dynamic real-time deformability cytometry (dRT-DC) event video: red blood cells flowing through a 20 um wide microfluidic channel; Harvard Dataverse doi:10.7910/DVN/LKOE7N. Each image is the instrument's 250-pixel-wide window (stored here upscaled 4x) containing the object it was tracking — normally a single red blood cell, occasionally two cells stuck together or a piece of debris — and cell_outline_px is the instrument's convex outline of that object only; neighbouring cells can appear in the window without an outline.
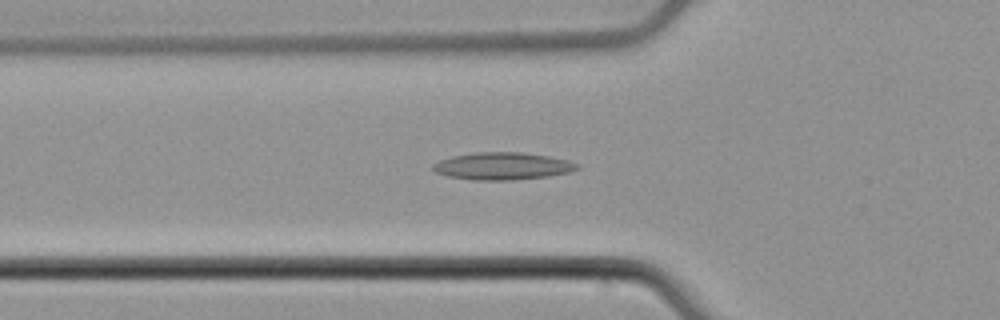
{"species": "common noctule bat (a hibernating species)", "species_latin": "Nyctalus noctula", "temperature_condition": "cold", "stored_images_in_passage": 43, "camera_frame_rate_fps": 3000, "um_per_image_px": 0.085, "animal": {"sex": "male", "body_mass_g": 21.5, "forearm_length_mm": 52.0}, "frame": {"image": 1, "passage_image": 9, "time_ms": 2.667, "image_size_px": [1000, 320], "cell_outline_px": [[580, 168], [572, 172], [548, 176], [512, 180], [472, 180], [448, 176], [436, 172], [432, 168], [432, 164], [440, 160], [452, 156], [476, 152], [520, 152], [548, 156], [568, 160], [580, 164]], "centroid_in_image_um": [42.74, 14.12], "position_along_channel_um": 83.1, "area_um2": 23.06}}
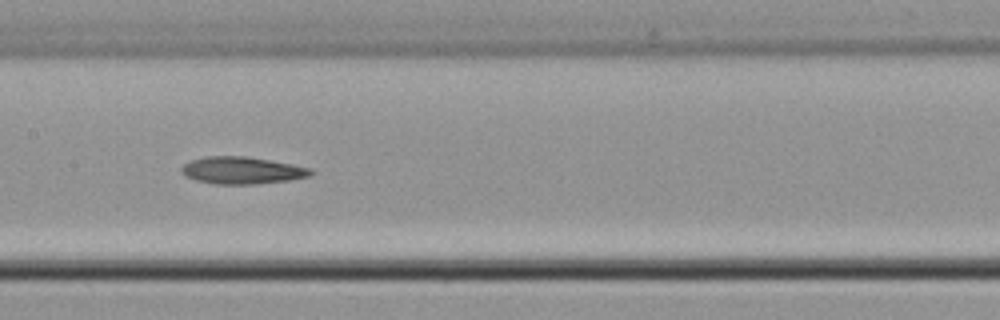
{"frame": {"image": 2, "passage_image": 17, "time_ms": 5.333, "image_size_px": [1000, 320], "cell_outline_px": [[312, 176], [292, 180], [256, 184], [212, 184], [196, 180], [184, 176], [180, 172], [180, 168], [184, 164], [192, 160], [208, 156], [244, 156], [292, 164], [312, 168]], "centroid_in_image_um": [20.57, 14.49], "position_along_channel_um": 186.8, "area_um2": 20.58}}
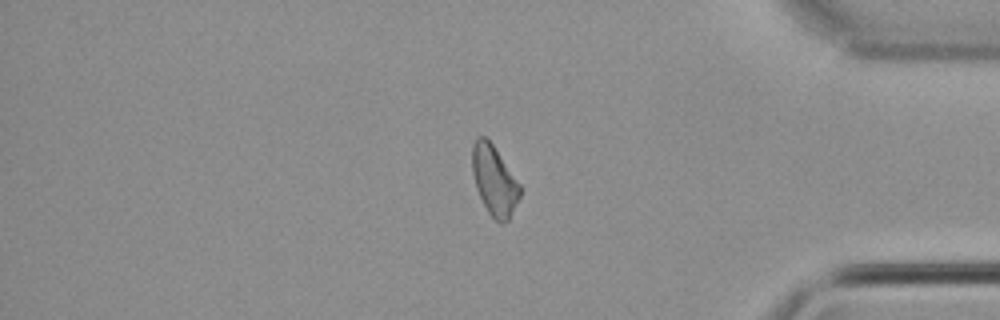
{"frame": {"image": 3, "passage_image": 35, "time_ms": 11.333, "image_size_px": [1000, 320], "cell_outline_px": [[520, 196], [508, 220], [496, 220], [488, 212], [476, 188], [472, 172], [472, 144], [476, 136], [484, 136], [492, 144], [520, 184]], "centroid_in_image_um": [41.99, 15.29], "position_along_channel_um": 393.2, "area_um2": 18.96}, "authors_computed_cell_mechanics": {"area_um2": 19.9988, "velocity_mm_per_s": 3.8845, "shape_relaxation_time_tau1_ms": 4.8123, "shape_relaxation_time_tau2_ms": 5.2797, "deformation_change_tau1": 0.103, "deformation_change_tau2": 0.1331}}